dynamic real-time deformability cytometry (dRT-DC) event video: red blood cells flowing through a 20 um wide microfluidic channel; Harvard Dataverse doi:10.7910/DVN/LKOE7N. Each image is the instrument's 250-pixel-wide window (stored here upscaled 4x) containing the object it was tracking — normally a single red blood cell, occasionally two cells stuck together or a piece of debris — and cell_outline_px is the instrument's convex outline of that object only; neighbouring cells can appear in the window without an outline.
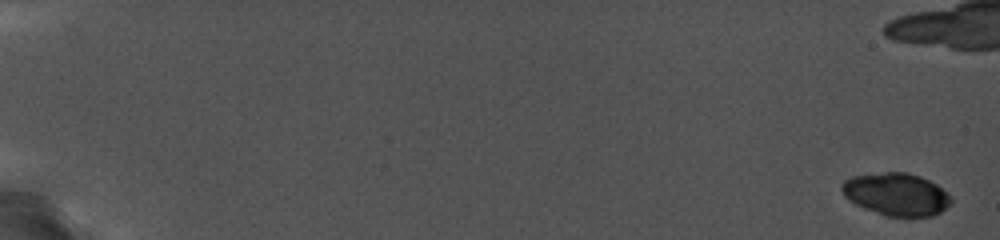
{"species": "common noctule bat (a hibernating species)", "species_latin": "Nyctalus noctula", "temperature_condition": "cold", "stored_images_in_passage": 8, "camera_frame_rate_fps": 5000, "um_per_image_px": 0.085, "animal": {"sex": "female", "body_mass_g": 19.0, "forearm_length_mm": 56.7}, "frame": {"image": 1, "passage_image": 1, "time_ms": 0.0, "image_size_px": [1000, 240], "cell_outline_px": [[952, 204], [940, 212], [932, 216], [888, 216], [864, 208], [856, 204], [844, 196], [840, 188], [840, 184], [844, 180], [852, 176], [884, 172], [908, 172], [920, 176], [936, 184], [952, 196]], "centroid_in_image_um": [76.2, 16.5], "position_along_channel_um": 8.8, "area_um2": 27.17}}